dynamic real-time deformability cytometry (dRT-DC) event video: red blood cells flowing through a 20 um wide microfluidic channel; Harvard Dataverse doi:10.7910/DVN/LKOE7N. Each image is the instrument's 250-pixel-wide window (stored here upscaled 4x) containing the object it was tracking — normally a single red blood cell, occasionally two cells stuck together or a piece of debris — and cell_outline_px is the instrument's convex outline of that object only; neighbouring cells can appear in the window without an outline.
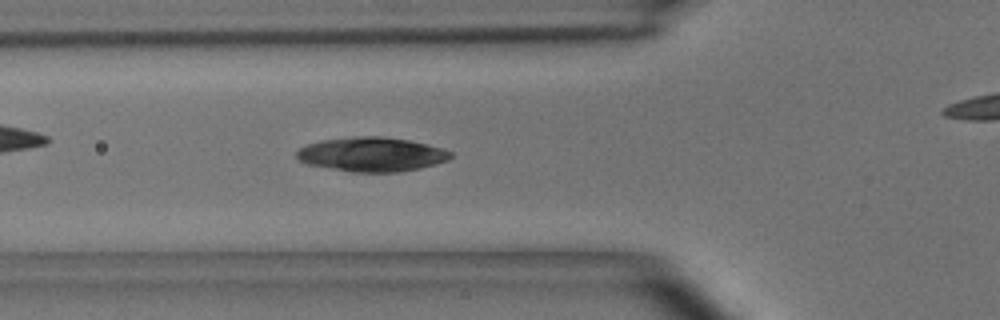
{"species": "common noctule bat (a hibernating species)", "species_latin": "Nyctalus noctula", "temperature_condition": "room temperature", "stored_images_in_passage": 37, "camera_frame_rate_fps": 3000, "um_per_image_px": 0.085, "animal": {"sex": "male", "body_mass_g": 15.6}, "frame": {"image": 1, "passage_image": 5, "time_ms": 1.333, "image_size_px": [1000, 320], "cell_outline_px": [[452, 156], [448, 160], [436, 164], [420, 168], [400, 172], [352, 172], [308, 164], [300, 160], [296, 156], [296, 152], [300, 148], [308, 144], [320, 140], [352, 136], [384, 136], [408, 140], [428, 144], [452, 152]], "centroid_in_image_um": [31.6, 13.11], "position_along_channel_um": 94.2, "area_um2": 30.81}}